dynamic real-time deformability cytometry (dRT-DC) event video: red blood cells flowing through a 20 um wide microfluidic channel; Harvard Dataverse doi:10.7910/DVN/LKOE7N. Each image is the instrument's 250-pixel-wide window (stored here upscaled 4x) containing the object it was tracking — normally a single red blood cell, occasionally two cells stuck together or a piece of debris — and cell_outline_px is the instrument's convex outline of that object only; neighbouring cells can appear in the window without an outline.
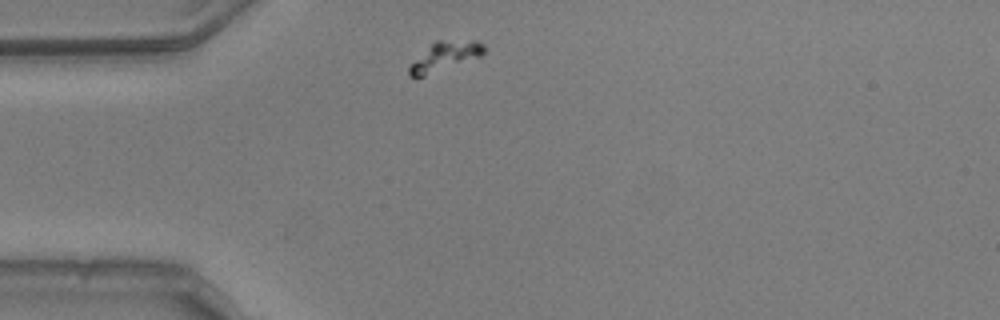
{"species": "common noctule bat (a hibernating species)", "species_latin": "Nyctalus noctula", "temperature_condition": "warm", "stored_images_in_passage": 43, "camera_frame_rate_fps": 3000, "um_per_image_px": 0.085, "animal": {"sex": "male", "body_mass_g": 20.5, "forearm_length_mm": 52.5}, "frame": {"image": 1, "passage_image": 1, "time_ms": 0.0, "image_size_px": [1000, 320], "cell_outline_px": [[484, 52], [480, 56], [424, 76], [412, 76], [408, 72], [408, 68], [436, 40], [476, 40], [484, 44]], "centroid_in_image_um": [37.87, 4.76], "position_along_channel_um": 47.1, "area_um2": 12.08}}
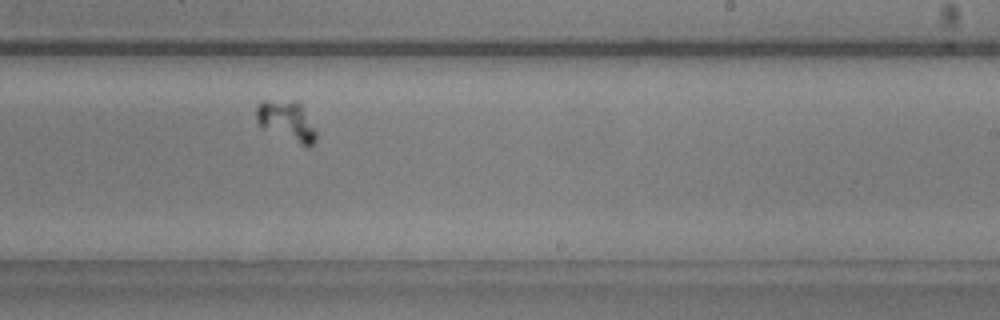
{"frame": {"image": 2, "passage_image": 21, "time_ms": 6.667, "image_size_px": [1000, 320], "cell_outline_px": [[316, 140], [312, 144], [300, 144], [260, 128], [256, 120], [256, 104], [260, 100], [300, 100], [316, 132]], "centroid_in_image_um": [24.31, 10.22], "position_along_channel_um": 264.7, "area_um2": 14.22}}
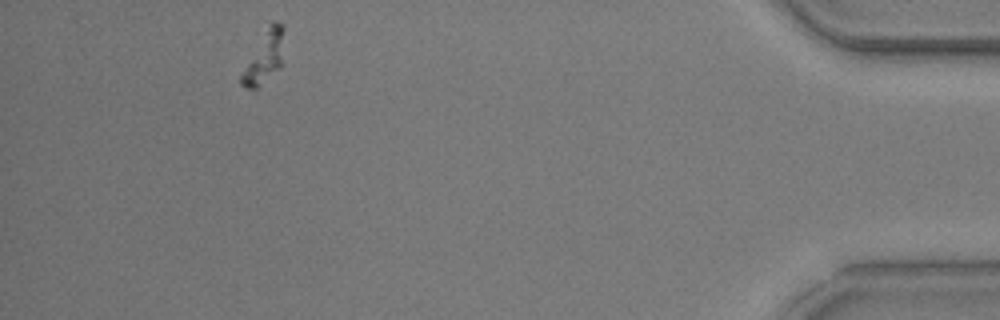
{"frame": {"image": 3, "passage_image": 39, "time_ms": 12.667, "image_size_px": [1000, 320], "cell_outline_px": [[284, 28], [280, 68], [256, 88], [248, 88], [240, 84], [240, 76], [268, 20], [276, 20]], "centroid_in_image_um": [22.46, 4.78], "position_along_channel_um": 412.7, "area_um2": 12.72}}